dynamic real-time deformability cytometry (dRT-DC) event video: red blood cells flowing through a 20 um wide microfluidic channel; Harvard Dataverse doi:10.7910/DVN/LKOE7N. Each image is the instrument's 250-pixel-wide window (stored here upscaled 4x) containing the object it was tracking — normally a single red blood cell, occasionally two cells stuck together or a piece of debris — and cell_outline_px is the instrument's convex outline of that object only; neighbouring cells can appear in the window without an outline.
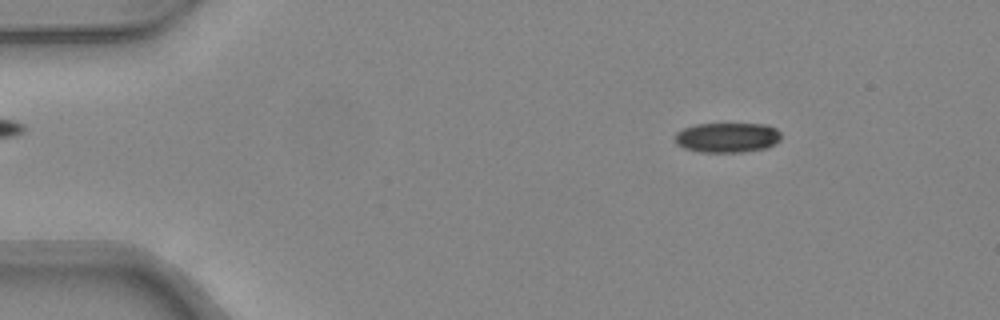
{"species": "common noctule bat (a hibernating species)", "species_latin": "Nyctalus noctula", "temperature_condition": "warm", "stored_images_in_passage": 42, "camera_frame_rate_fps": 3000, "um_per_image_px": 0.085, "animal": {"sex": "female", "body_mass_g": 24.6, "forearm_length_mm": 56.2}, "frame": {"image": 1, "passage_image": 1, "time_ms": 0.0, "image_size_px": [1000, 320], "cell_outline_px": [[780, 140], [768, 148], [744, 152], [704, 152], [684, 148], [676, 144], [676, 132], [684, 128], [696, 124], [768, 124], [776, 128], [780, 132]], "centroid_in_image_um": [61.85, 11.69], "position_along_channel_um": 23.1, "area_um2": 18.55}}
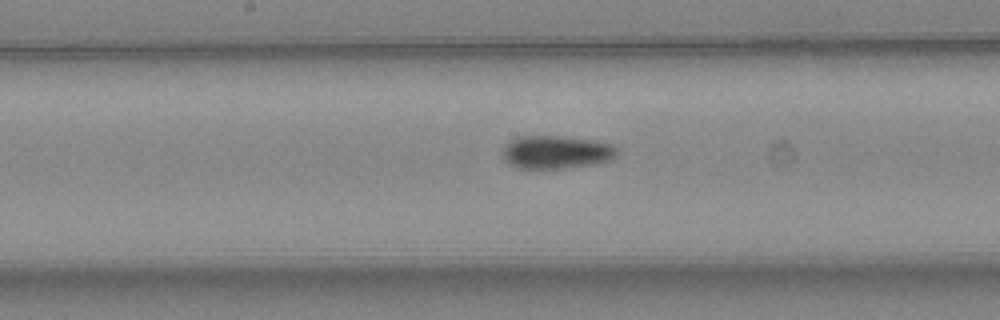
{"frame": {"image": 2, "passage_image": 19, "time_ms": 6.0, "image_size_px": [1000, 320], "cell_outline_px": [[620, 152], [612, 160], [596, 164], [564, 168], [520, 168], [508, 164], [504, 160], [500, 152], [504, 144], [520, 136], [560, 136], [596, 140], [612, 144]], "centroid_in_image_um": [47.29, 12.93], "position_along_channel_um": 200.9, "area_um2": 22.48}}
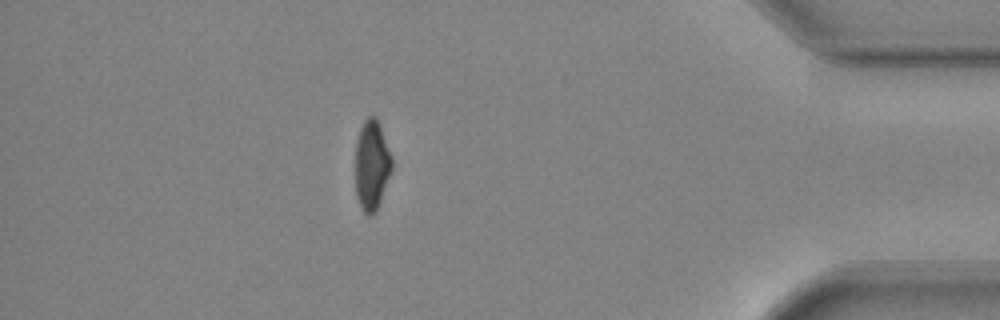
{"frame": {"image": 3, "passage_image": 36, "time_ms": 11.667, "image_size_px": [1000, 320], "cell_outline_px": [[392, 168], [376, 212], [372, 216], [368, 216], [360, 208], [356, 196], [356, 140], [360, 128], [364, 120], [368, 116], [376, 116], [380, 124], [392, 156]], "centroid_in_image_um": [31.6, 14.03], "position_along_channel_um": 403.6, "area_um2": 19.31}, "authors_computed_cell_mechanics": {"area_um2": 21.1837, "velocity_mm_per_s": 4.3607, "shape_relaxation_time_tau1_ms": 9.0967, "shape_relaxation_time_tau2_ms": 3.3919, "deformation_change_tau1": 0.2002, "deformation_change_tau2": 0.0661}}